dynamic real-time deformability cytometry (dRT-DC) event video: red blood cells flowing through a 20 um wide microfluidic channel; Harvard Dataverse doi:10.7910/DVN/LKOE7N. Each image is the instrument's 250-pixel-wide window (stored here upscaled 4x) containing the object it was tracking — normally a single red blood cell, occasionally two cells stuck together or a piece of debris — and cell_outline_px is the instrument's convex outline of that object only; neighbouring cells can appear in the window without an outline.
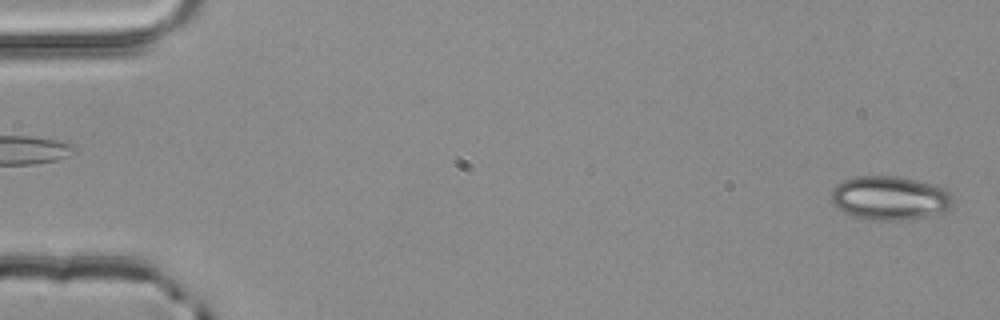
{"species": "common noctule bat (a hibernating species)", "species_latin": "Nyctalus noctula", "temperature_condition": "room temperature", "stored_images_in_passage": 4, "segment_of_instrument_passage": [2, 2], "camera_frame_rate_fps": 3000, "um_per_image_px": 0.085, "animal": {"sex": "male", "body_mass_g": 20.4}, "frame": {"image": 1, "passage_image": 4, "time_ms": 1.0, "image_size_px": [1000, 320], "cell_outline_px": [[952, 204], [944, 212], [932, 216], [904, 220], [868, 220], [852, 216], [844, 212], [832, 204], [832, 192], [836, 184], [844, 180], [856, 176], [896, 176], [936, 184], [944, 188], [948, 192], [952, 200]], "centroid_in_image_um": [75.63, 16.84], "position_along_channel_um": 9.4, "area_um2": 31.33}}